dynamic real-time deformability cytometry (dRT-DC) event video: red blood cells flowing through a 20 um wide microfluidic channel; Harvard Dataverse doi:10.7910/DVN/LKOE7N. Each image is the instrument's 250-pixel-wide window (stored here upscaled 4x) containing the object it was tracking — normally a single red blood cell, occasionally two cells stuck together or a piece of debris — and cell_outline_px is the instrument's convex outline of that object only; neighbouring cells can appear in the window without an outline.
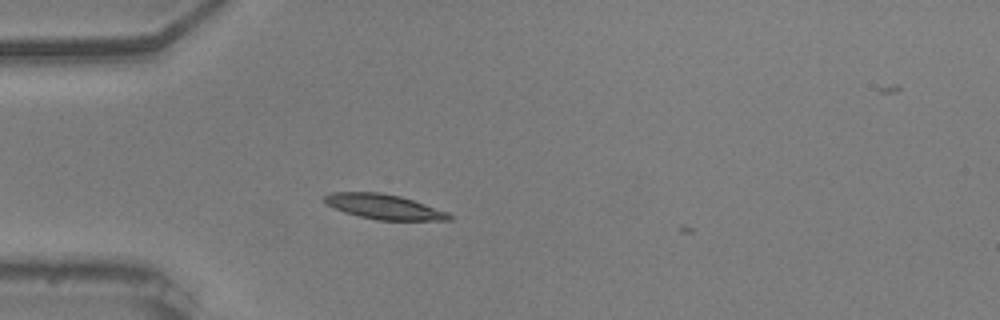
{"species": "common noctule bat (a hibernating species)", "species_latin": "Nyctalus noctula", "temperature_condition": "warm", "stored_images_in_passage": 4, "camera_frame_rate_fps": 3000, "um_per_image_px": 0.085, "animal": {"sex": "male", "body_mass_g": 20.5, "forearm_length_mm": 52.5}, "frame": {"image": 1, "passage_image": 3, "time_ms": 0.667, "image_size_px": [1000, 320], "cell_outline_px": [[452, 220], [376, 220], [344, 212], [328, 204], [324, 200], [324, 196], [332, 192], [380, 192], [400, 196], [448, 212], [452, 216]], "centroid_in_image_um": [32.65, 17.57], "position_along_channel_um": 52.4, "area_um2": 17.86}}